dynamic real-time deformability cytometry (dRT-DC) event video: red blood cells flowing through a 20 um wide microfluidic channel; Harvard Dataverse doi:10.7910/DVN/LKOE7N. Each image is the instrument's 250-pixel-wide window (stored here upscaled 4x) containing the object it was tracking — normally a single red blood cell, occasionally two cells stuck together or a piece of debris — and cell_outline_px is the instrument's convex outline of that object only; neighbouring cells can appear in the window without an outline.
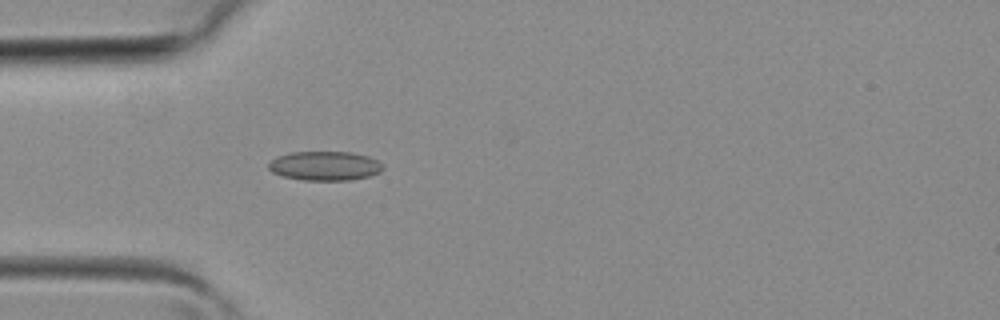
{"species": "common noctule bat (a hibernating species)", "species_latin": "Nyctalus noctula", "temperature_condition": "room temperature", "stored_images_in_passage": 21, "camera_frame_rate_fps": 3000, "um_per_image_px": 0.085, "animal": {"sex": "female", "body_mass_g": 19.3, "forearm_length_mm": 54.1}, "frame": {"image": 1, "passage_image": 4, "time_ms": 1.0, "image_size_px": [1000, 320], "cell_outline_px": [[384, 168], [380, 172], [368, 176], [348, 180], [304, 180], [284, 176], [272, 172], [268, 168], [268, 164], [276, 156], [292, 152], [352, 152], [368, 156], [384, 164]], "centroid_in_image_um": [27.62, 14.09], "position_along_channel_um": 57.4, "area_um2": 19.42}}
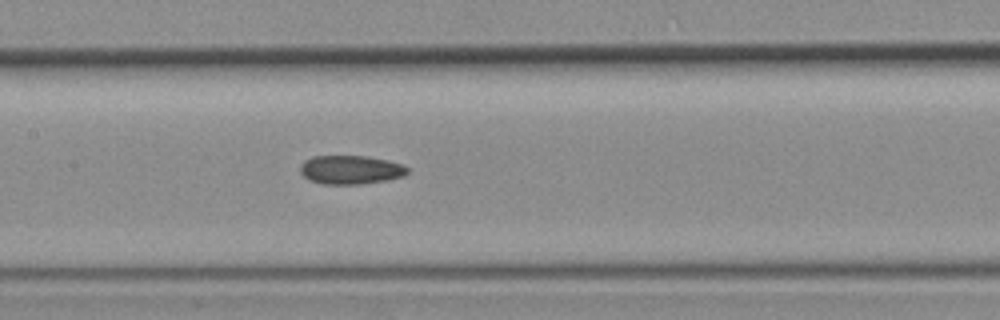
{"frame": {"image": 2, "passage_image": 11, "time_ms": 3.333, "image_size_px": [1000, 320], "cell_outline_px": [[408, 172], [404, 176], [388, 180], [360, 184], [320, 184], [308, 180], [300, 172], [300, 164], [304, 160], [312, 156], [364, 156], [388, 160], [400, 164], [408, 168]], "centroid_in_image_um": [29.77, 14.43], "position_along_channel_um": 177.6, "area_um2": 18.09}}
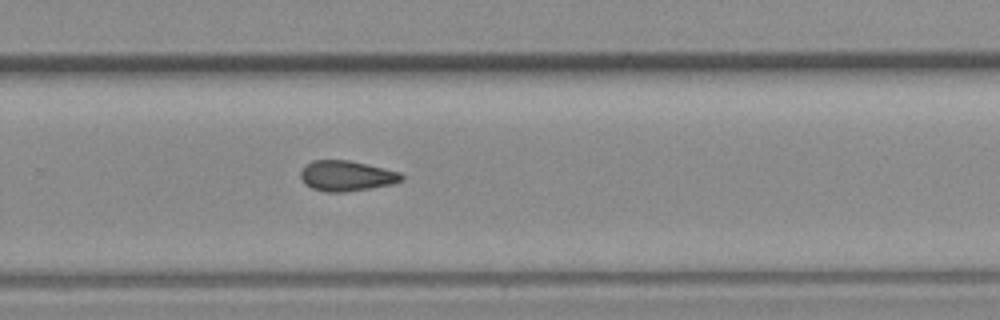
{"frame": {"image": 3, "passage_image": 18, "time_ms": 5.667, "image_size_px": [1000, 320], "cell_outline_px": [[404, 180], [392, 184], [372, 188], [344, 192], [324, 192], [312, 188], [304, 184], [300, 176], [300, 172], [312, 160], [348, 160], [400, 172], [404, 176]], "centroid_in_image_um": [29.46, 14.96], "position_along_channel_um": 300.3, "area_um2": 17.86}}